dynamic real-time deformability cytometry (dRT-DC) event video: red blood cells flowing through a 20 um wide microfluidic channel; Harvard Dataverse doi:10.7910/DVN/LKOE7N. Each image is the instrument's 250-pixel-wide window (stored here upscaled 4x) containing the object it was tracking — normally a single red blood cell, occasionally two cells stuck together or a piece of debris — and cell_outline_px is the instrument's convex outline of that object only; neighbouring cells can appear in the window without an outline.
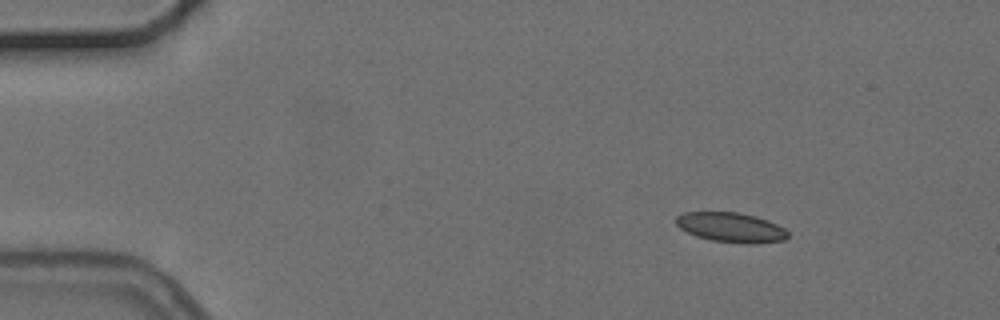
{"species": "common noctule bat (a hibernating species)", "species_latin": "Nyctalus noctula", "temperature_condition": "cold", "stored_images_in_passage": 5, "camera_frame_rate_fps": 3000, "um_per_image_px": 0.085, "animal": {"sex": "female", "body_mass_g": 24.6, "forearm_length_mm": 56.2}, "frame": {"image": 1, "passage_image": 1, "time_ms": 0.0, "image_size_px": [1000, 320], "cell_outline_px": [[788, 236], [784, 240], [756, 244], [744, 244], [712, 240], [696, 236], [680, 228], [676, 224], [676, 216], [684, 212], [740, 212], [756, 216], [768, 220], [784, 228], [788, 232]], "centroid_in_image_um": [62.15, 19.33], "position_along_channel_um": 22.9, "area_um2": 19.48}}
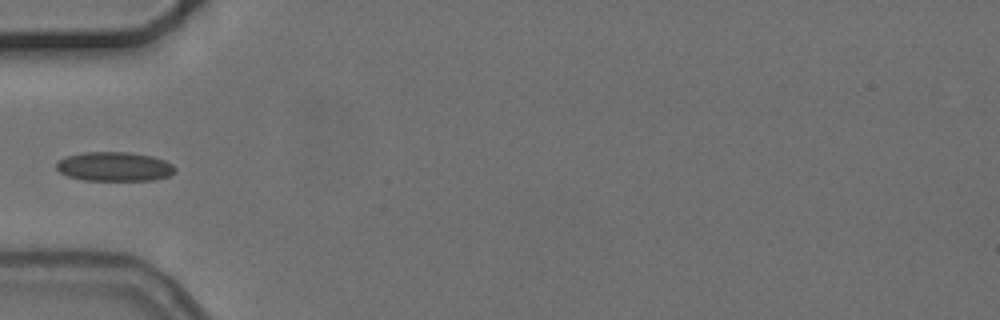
{"frame": {"image": 2, "passage_image": 4, "time_ms": 3.667, "image_size_px": [1000, 320], "cell_outline_px": [[176, 172], [168, 176], [156, 180], [84, 180], [68, 176], [60, 172], [56, 168], [56, 160], [64, 156], [84, 152], [128, 152], [152, 156], [164, 160], [172, 164], [176, 168]], "centroid_in_image_um": [9.71, 14.15], "position_along_channel_um": 75.3, "area_um2": 20.4}}
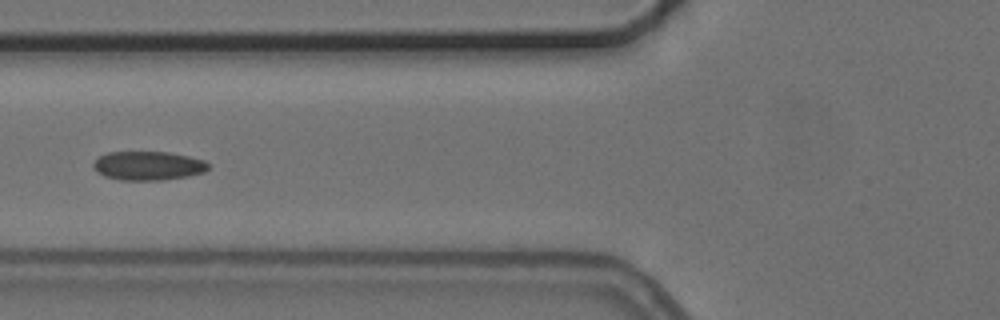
{"frame": {"image": 3, "passage_image": 5, "time_ms": 4.667, "image_size_px": [1000, 320], "cell_outline_px": [[208, 168], [204, 172], [188, 176], [160, 180], [120, 180], [104, 176], [96, 172], [92, 164], [100, 156], [108, 152], [168, 152], [188, 156], [204, 160], [208, 164]], "centroid_in_image_um": [12.57, 14.09], "position_along_channel_um": 113.2, "area_um2": 19.31}}